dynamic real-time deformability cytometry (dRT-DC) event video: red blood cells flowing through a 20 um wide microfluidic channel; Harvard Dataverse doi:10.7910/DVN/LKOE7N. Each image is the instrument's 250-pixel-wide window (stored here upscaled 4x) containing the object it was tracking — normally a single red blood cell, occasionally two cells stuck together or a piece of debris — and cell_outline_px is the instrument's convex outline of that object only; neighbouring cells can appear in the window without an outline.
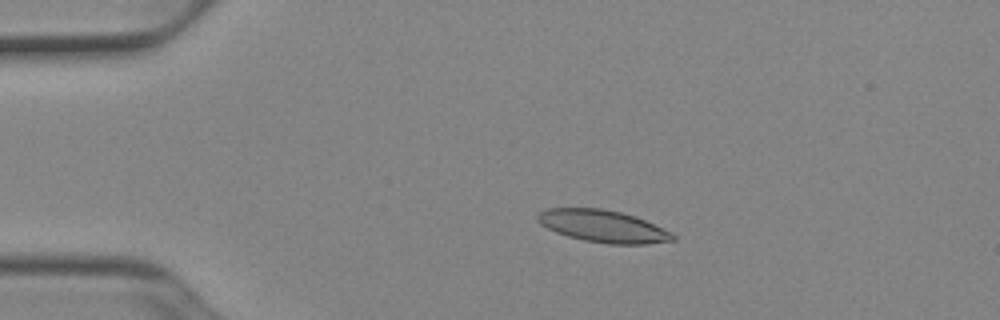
{"species": "Egyptian fruit bat (a non-hibernating species)", "species_latin": "Rousettus aegyptiacus", "temperature_condition": "cold", "stored_images_in_passage": 48, "camera_frame_rate_fps": 3000, "um_per_image_px": 0.085, "animal": {"sex": "female"}, "frame": {"image": 1, "passage_image": 7, "time_ms": 2.0, "image_size_px": [1000, 320], "cell_outline_px": [[676, 240], [648, 244], [608, 244], [584, 240], [568, 236], [556, 232], [540, 224], [536, 220], [536, 216], [540, 212], [548, 208], [600, 208], [620, 212], [644, 220], [672, 232], [676, 236]], "centroid_in_image_um": [51.25, 19.23], "position_along_channel_um": 33.7, "area_um2": 25.26}}
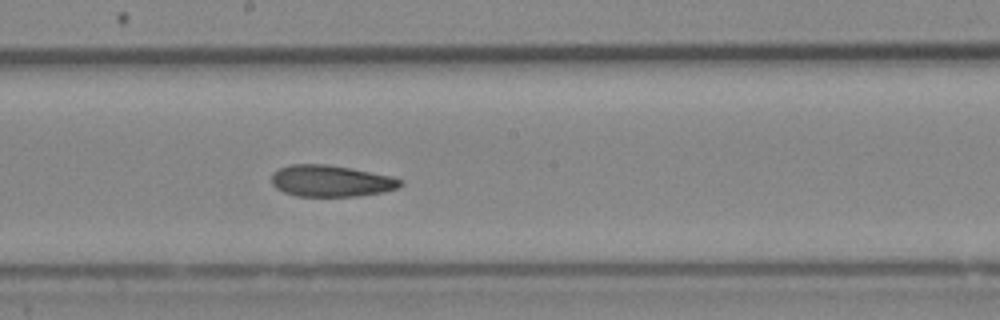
{"frame": {"image": 2, "passage_image": 25, "time_ms": 8.0, "image_size_px": [1000, 320], "cell_outline_px": [[404, 184], [396, 188], [384, 192], [360, 196], [296, 196], [284, 192], [276, 188], [272, 184], [272, 172], [280, 168], [292, 164], [328, 164], [352, 168], [392, 176], [404, 180]], "centroid_in_image_um": [28.16, 15.38], "position_along_channel_um": 220.0, "area_um2": 23.87}}
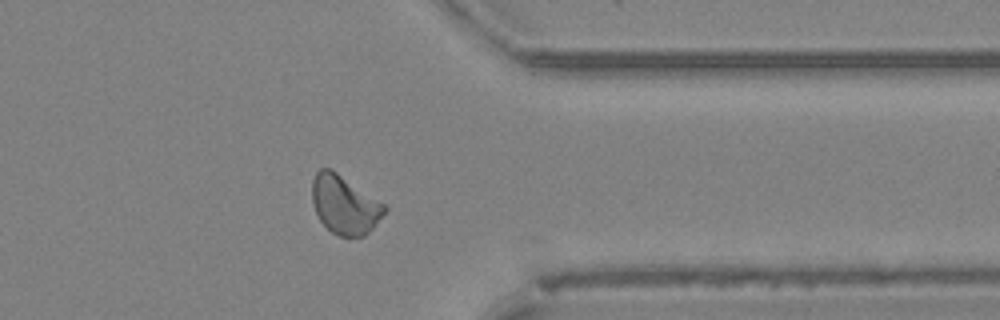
{"frame": {"image": 3, "passage_image": 38, "time_ms": 12.333, "image_size_px": [1000, 320], "cell_outline_px": [[388, 208], [372, 228], [364, 236], [340, 236], [332, 232], [320, 220], [312, 204], [312, 180], [316, 172], [320, 168], [332, 168], [384, 204]], "centroid_in_image_um": [29.26, 17.37], "position_along_channel_um": 382.1, "area_um2": 24.51}, "authors_computed_cell_mechanics": {"area_um2": 24.3916, "velocity_mm_per_s": 3.8917, "shape_relaxation_time_tau1_ms": 10.755, "shape_relaxation_time_tau2_ms": 5.0752, "deformation_change_tau1": 0.2127, "deformation_change_tau2": 0.091}}